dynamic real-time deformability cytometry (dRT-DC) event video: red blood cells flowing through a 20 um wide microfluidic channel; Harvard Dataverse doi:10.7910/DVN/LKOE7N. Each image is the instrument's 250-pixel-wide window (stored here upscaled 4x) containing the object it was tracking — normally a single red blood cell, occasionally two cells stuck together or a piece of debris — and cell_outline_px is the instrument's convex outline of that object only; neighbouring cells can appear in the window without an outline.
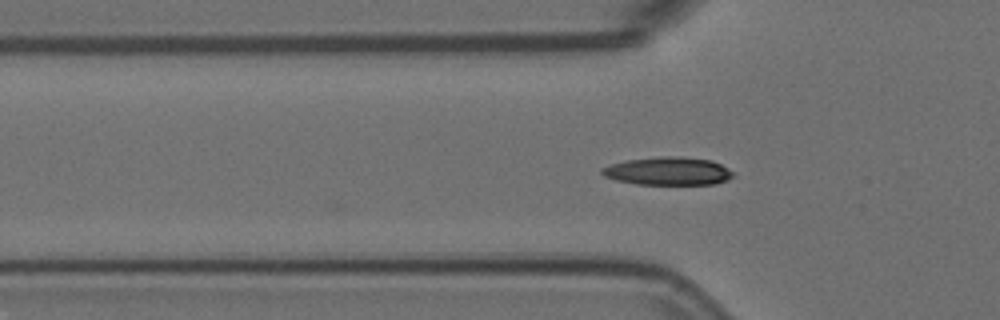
{"species": "Egyptian fruit bat (a non-hibernating species)", "species_latin": "Rousettus aegyptiacus", "temperature_condition": "room temperature", "stored_images_in_passage": 30, "camera_frame_rate_fps": 3000, "um_per_image_px": 0.085, "animal": {"sex": "female"}, "frame": {"image": 1, "passage_image": 2, "time_ms": 0.333, "image_size_px": [1000, 320], "cell_outline_px": [[736, 176], [728, 180], [716, 184], [636, 184], [616, 180], [604, 176], [600, 172], [600, 168], [612, 164], [628, 160], [660, 156], [680, 156], [712, 160], [728, 168]], "centroid_in_image_um": [56.81, 14.54], "position_along_channel_um": 69.0, "area_um2": 21.56}}
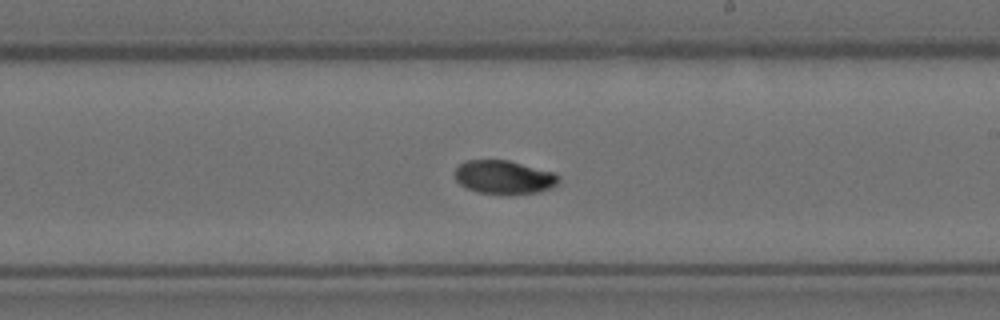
{"frame": {"image": 2, "passage_image": 17, "time_ms": 5.333, "image_size_px": [1000, 320], "cell_outline_px": [[560, 184], [552, 188], [540, 192], [476, 192], [464, 188], [456, 180], [452, 172], [460, 164], [468, 160], [508, 160], [556, 172], [560, 176]], "centroid_in_image_um": [42.86, 15.03], "position_along_channel_um": 246.1, "area_um2": 20.29}}
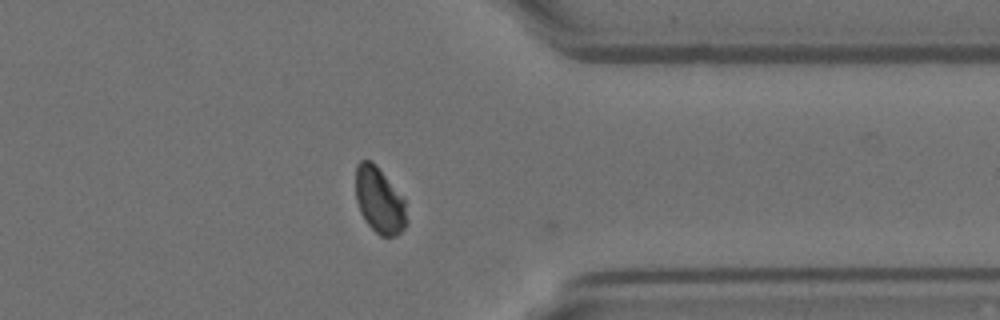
{"frame": {"image": 3, "passage_image": 29, "time_ms": 9.333, "image_size_px": [1000, 320], "cell_outline_px": [[408, 220], [404, 228], [396, 236], [380, 236], [364, 220], [360, 212], [356, 200], [356, 164], [360, 160], [368, 160], [376, 164], [404, 200]], "centroid_in_image_um": [32.24, 17.04], "position_along_channel_um": 379.2, "area_um2": 19.54}, "authors_computed_cell_mechanics": {"area_um2": 21.0103, "velocity_mm_per_s": 3.5328, "shape_relaxation_time_tau1_ms": 5.3736, "shape_relaxation_time_tau2_ms": null, "deformation_change_tau1": 0.1624, "deformation_change_tau2": null}}